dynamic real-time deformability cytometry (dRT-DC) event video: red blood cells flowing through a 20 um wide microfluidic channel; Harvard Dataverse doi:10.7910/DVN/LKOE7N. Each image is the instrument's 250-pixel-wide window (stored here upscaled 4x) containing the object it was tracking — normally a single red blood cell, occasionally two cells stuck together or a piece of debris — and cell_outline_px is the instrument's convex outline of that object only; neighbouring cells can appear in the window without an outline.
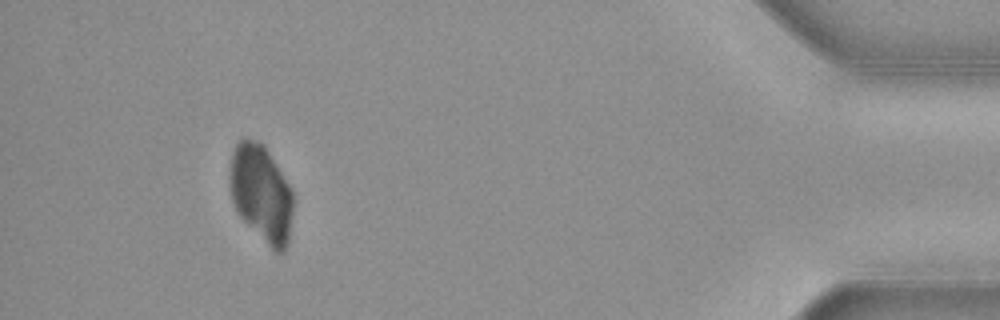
{"species": "common noctule bat (a hibernating species)", "species_latin": "Nyctalus noctula", "temperature_condition": "cold", "stored_images_in_passage": 38, "camera_frame_rate_fps": 3000, "um_per_image_px": 0.085, "animal": {"sex": "female", "body_mass_g": 19.3, "forearm_length_mm": 54.1}, "frame": {"image": 1, "passage_image": 34, "time_ms": 11.0, "image_size_px": [1000, 320], "cell_outline_px": [[292, 212], [288, 244], [284, 252], [276, 252], [236, 212], [232, 200], [228, 180], [228, 176], [232, 152], [236, 144], [244, 136], [260, 140], [264, 144], [288, 184], [292, 192]], "centroid_in_image_um": [22.17, 16.37], "position_along_channel_um": 413.0, "area_um2": 35.78}}